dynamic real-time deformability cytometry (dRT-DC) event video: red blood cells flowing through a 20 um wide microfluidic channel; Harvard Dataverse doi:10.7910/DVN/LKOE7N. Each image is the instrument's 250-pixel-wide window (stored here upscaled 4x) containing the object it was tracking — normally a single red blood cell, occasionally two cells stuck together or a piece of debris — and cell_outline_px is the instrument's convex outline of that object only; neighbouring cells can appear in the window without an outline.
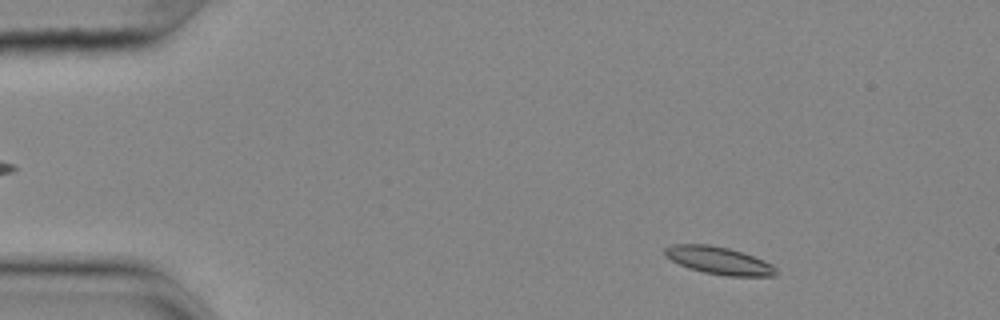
{"species": "common noctule bat (a hibernating species)", "species_latin": "Nyctalus noctula", "temperature_condition": "cold", "stored_images_in_passage": 54, "camera_frame_rate_fps": 3000, "um_per_image_px": 0.085, "animal": {"sex": "female", "body_mass_g": 25.1}, "frame": {"image": 1, "passage_image": 6, "time_ms": 1.667, "image_size_px": [1000, 320], "cell_outline_px": [[776, 276], [728, 276], [704, 272], [688, 268], [664, 256], [664, 248], [672, 244], [708, 244], [728, 248], [764, 260], [772, 264], [776, 268]], "centroid_in_image_um": [61.08, 22.14], "position_along_channel_um": 23.9, "area_um2": 17.74}}
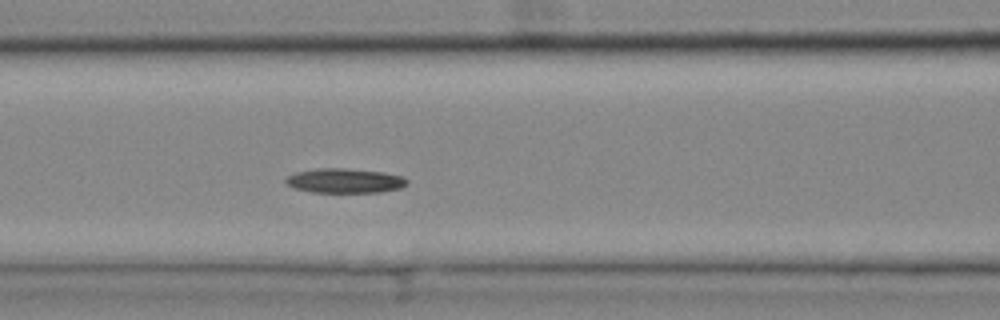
{"frame": {"image": 2, "passage_image": 22, "time_ms": 7.0, "image_size_px": [1000, 320], "cell_outline_px": [[408, 184], [400, 188], [380, 192], [312, 192], [292, 188], [284, 180], [288, 176], [296, 172], [316, 168], [344, 168], [384, 172], [404, 176], [408, 180]], "centroid_in_image_um": [29.32, 15.35], "position_along_channel_um": 137.3, "area_um2": 17.46}}
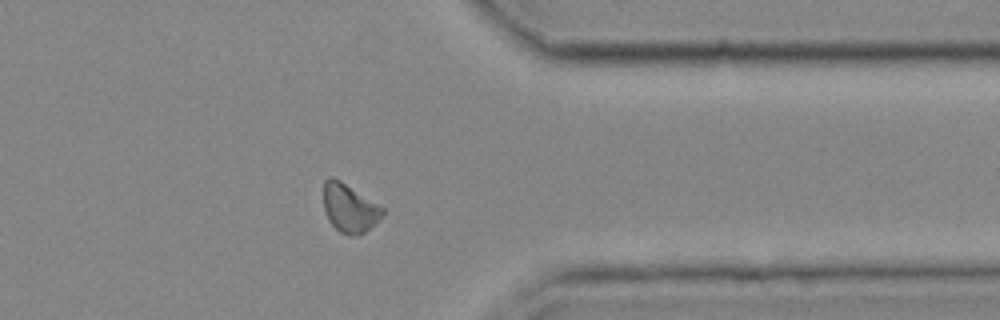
{"frame": {"image": 3, "passage_image": 43, "time_ms": 14.0, "image_size_px": [1000, 320], "cell_outline_px": [[384, 212], [380, 220], [360, 236], [348, 236], [340, 232], [328, 220], [324, 208], [324, 180], [328, 176], [332, 176], [340, 180], [384, 208]], "centroid_in_image_um": [29.71, 17.7], "position_along_channel_um": 381.7, "area_um2": 16.76}, "authors_computed_cell_mechanics": {"area_um2": 17.2244, "velocity_mm_per_s": 3.597, "shape_relaxation_time_tau1_ms": 4.7925, "shape_relaxation_time_tau2_ms": null, "deformation_change_tau1": 0.076, "deformation_change_tau2": null}}